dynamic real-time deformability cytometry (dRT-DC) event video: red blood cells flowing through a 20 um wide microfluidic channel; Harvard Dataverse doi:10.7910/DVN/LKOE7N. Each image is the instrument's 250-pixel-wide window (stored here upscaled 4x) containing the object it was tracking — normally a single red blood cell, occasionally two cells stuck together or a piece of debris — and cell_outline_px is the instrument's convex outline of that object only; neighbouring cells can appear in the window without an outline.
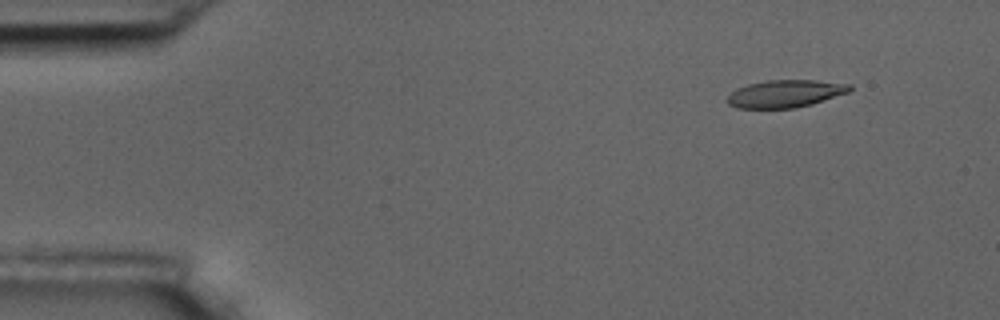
{"species": "common noctule bat (a hibernating species)", "species_latin": "Nyctalus noctula", "temperature_condition": "room temperature", "stored_images_in_passage": 56, "camera_frame_rate_fps": 3000, "um_per_image_px": 0.085, "animal": {"sex": "male", "body_mass_g": 17.5, "forearm_length_mm": 52.3}, "frame": {"image": 1, "passage_image": 6, "time_ms": 1.667, "image_size_px": [1000, 320], "cell_outline_px": [[852, 88], [848, 92], [812, 104], [792, 108], [736, 108], [728, 104], [728, 96], [736, 88], [748, 84], [768, 80], [816, 80], [852, 84]], "centroid_in_image_um": [66.75, 7.95], "position_along_channel_um": 18.3, "area_um2": 19.54}}
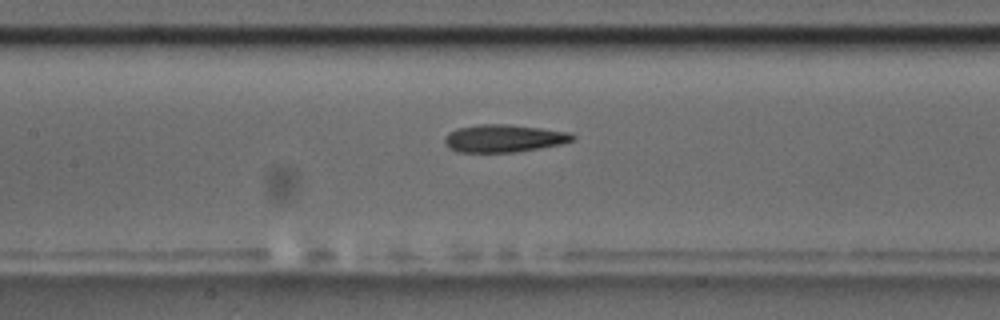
{"frame": {"image": 2, "passage_image": 26, "time_ms": 8.333, "image_size_px": [1000, 320], "cell_outline_px": [[576, 136], [572, 140], [560, 144], [540, 148], [516, 152], [456, 152], [448, 148], [444, 144], [444, 136], [448, 132], [456, 128], [480, 124], [508, 124], [572, 132]], "centroid_in_image_um": [42.78, 11.76], "position_along_channel_um": 164.6, "area_um2": 20.81}}
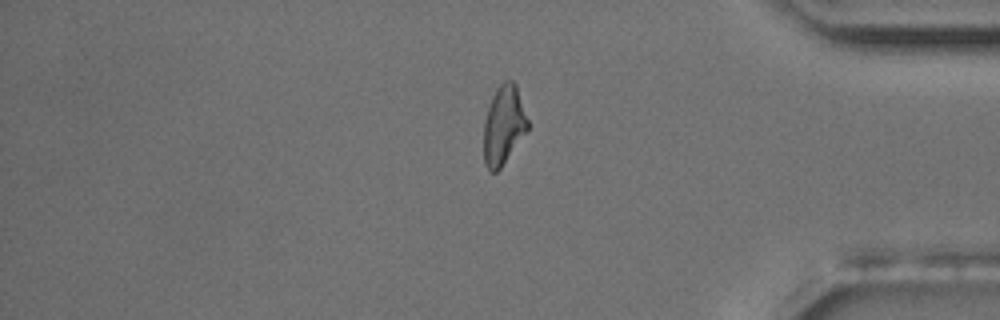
{"frame": {"image": 3, "passage_image": 47, "time_ms": 15.333, "image_size_px": [1000, 320], "cell_outline_px": [[528, 128], [500, 168], [496, 172], [488, 172], [484, 164], [484, 120], [492, 96], [496, 88], [504, 80], [512, 80], [516, 84], [528, 120]], "centroid_in_image_um": [42.79, 10.62], "position_along_channel_um": 392.4, "area_um2": 20.06}, "authors_computed_cell_mechanics": {"area_um2": 20.6346, "velocity_mm_per_s": 3.6047, "shape_relaxation_time_tau1_ms": null, "shape_relaxation_time_tau2_ms": 4.1379, "deformation_change_tau1": null, "deformation_change_tau2": 0.1296}}